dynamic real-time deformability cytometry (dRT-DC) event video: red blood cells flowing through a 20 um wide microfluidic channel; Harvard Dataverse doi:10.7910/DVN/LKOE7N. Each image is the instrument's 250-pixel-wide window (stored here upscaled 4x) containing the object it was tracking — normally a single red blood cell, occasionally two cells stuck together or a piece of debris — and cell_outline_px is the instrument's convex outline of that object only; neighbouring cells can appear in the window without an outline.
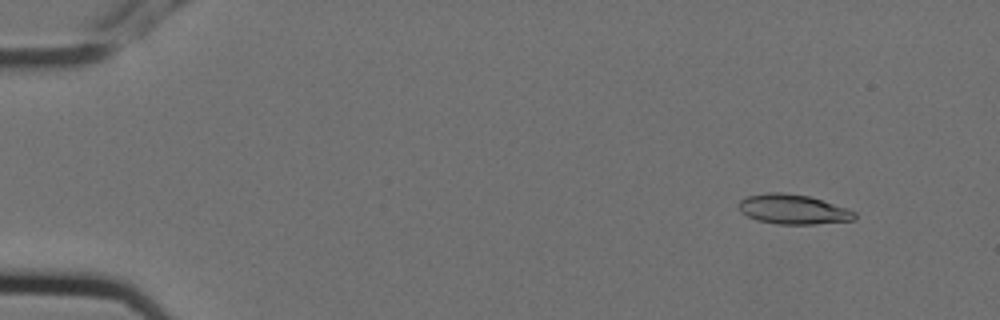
{"species": "Egyptian fruit bat (a non-hibernating species)", "species_latin": "Rousettus aegyptiacus", "temperature_condition": "cold", "stored_images_in_passage": 5, "camera_frame_rate_fps": 3000, "um_per_image_px": 0.085, "animal": {"sex": "female"}, "frame": {"image": 1, "passage_image": 2, "time_ms": 0.333, "image_size_px": [1000, 320], "cell_outline_px": [[856, 220], [816, 224], [776, 224], [756, 220], [740, 212], [740, 200], [748, 196], [768, 192], [784, 192], [808, 196], [848, 208], [856, 212]], "centroid_in_image_um": [67.44, 17.8], "position_along_channel_um": 17.6, "area_um2": 20.11}}
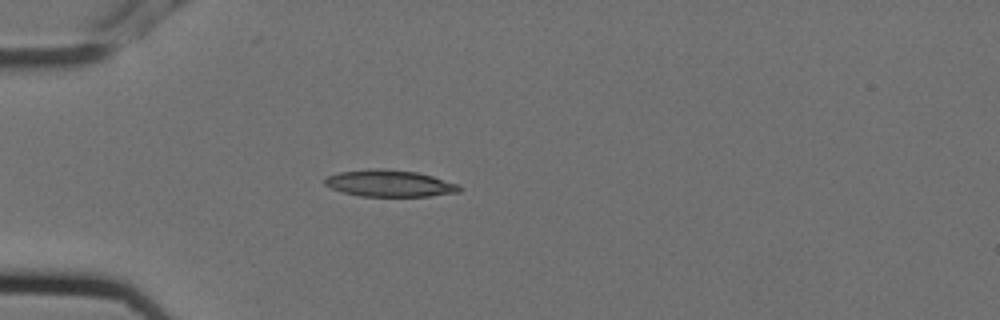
{"frame": {"image": 2, "passage_image": 5, "time_ms": 1.333, "image_size_px": [1000, 320], "cell_outline_px": [[460, 192], [428, 196], [360, 196], [344, 192], [332, 188], [324, 184], [324, 180], [328, 176], [340, 172], [372, 168], [376, 168], [416, 172], [432, 176], [456, 184], [460, 188]], "centroid_in_image_um": [33.09, 15.59], "position_along_channel_um": 51.9, "area_um2": 20.58}}